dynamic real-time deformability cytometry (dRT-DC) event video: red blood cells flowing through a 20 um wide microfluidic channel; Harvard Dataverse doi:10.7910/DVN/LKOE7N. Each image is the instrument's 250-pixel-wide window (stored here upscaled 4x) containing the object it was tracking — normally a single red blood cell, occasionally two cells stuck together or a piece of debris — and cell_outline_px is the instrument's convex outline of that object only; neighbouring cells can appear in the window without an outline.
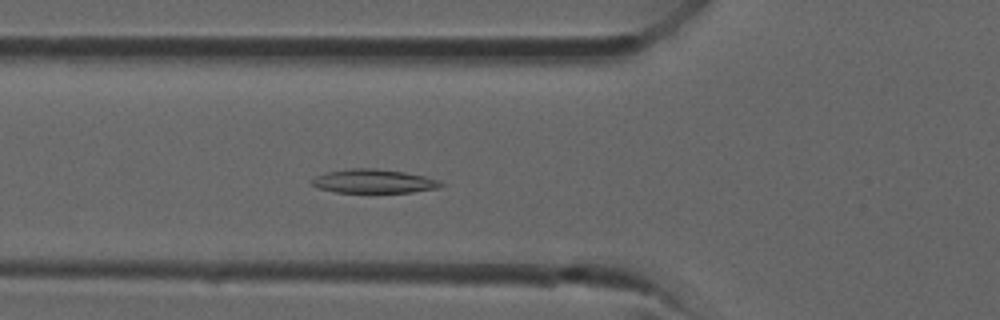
{"species": "common noctule bat (a hibernating species)", "species_latin": "Nyctalus noctula", "temperature_condition": "room temperature", "stored_images_in_passage": 35, "camera_frame_rate_fps": 3000, "um_per_image_px": 0.085, "animal": {"sex": "male", "forearm_length_mm": 52.5}, "frame": {"image": 1, "passage_image": 11, "time_ms": 3.333, "image_size_px": [1000, 320], "cell_outline_px": [[444, 184], [436, 188], [412, 192], [336, 192], [316, 188], [308, 180], [316, 176], [328, 172], [352, 168], [376, 168], [404, 172], [424, 176], [440, 180]], "centroid_in_image_um": [31.73, 15.4], "position_along_channel_um": 94.1, "area_um2": 17.86}}
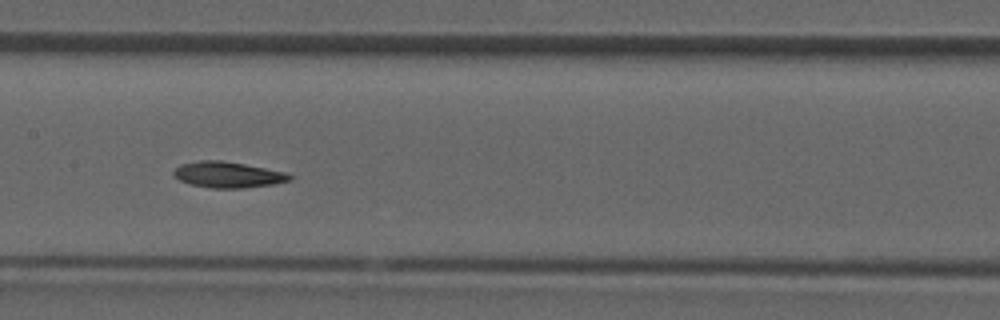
{"frame": {"image": 2, "passage_image": 16, "time_ms": 5.0, "image_size_px": [1000, 320], "cell_outline_px": [[292, 180], [272, 184], [244, 188], [212, 188], [192, 184], [180, 180], [172, 176], [172, 172], [180, 164], [200, 160], [220, 160], [244, 164], [288, 172], [292, 176]], "centroid_in_image_um": [19.37, 14.84], "position_along_channel_um": 188.0, "area_um2": 17.57}}
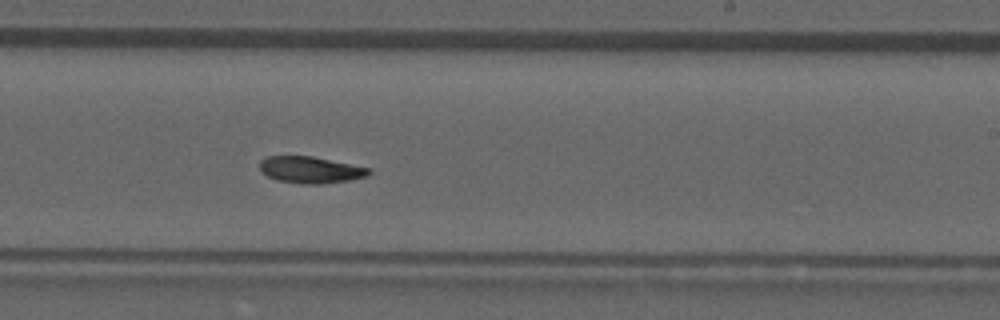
{"frame": {"image": 3, "passage_image": 20, "time_ms": 6.333, "image_size_px": [1000, 320], "cell_outline_px": [[372, 172], [368, 176], [348, 180], [324, 184], [304, 184], [276, 180], [268, 176], [260, 168], [260, 160], [268, 156], [312, 156], [372, 168]], "centroid_in_image_um": [26.44, 14.43], "position_along_channel_um": 262.6, "area_um2": 16.99}}